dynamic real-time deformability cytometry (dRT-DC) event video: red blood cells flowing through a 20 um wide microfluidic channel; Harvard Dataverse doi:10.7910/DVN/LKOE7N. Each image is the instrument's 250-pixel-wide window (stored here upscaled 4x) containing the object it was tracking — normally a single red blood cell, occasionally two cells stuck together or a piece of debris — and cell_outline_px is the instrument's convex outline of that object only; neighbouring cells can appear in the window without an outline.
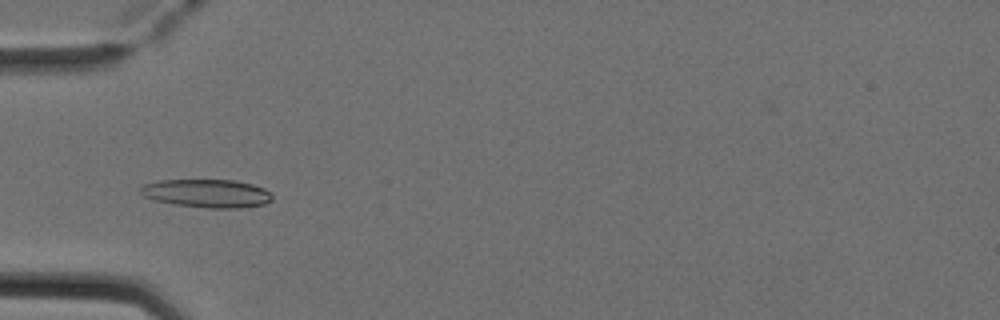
{"species": "Egyptian fruit bat (a non-hibernating species)", "species_latin": "Rousettus aegyptiacus", "temperature_condition": "cold", "stored_images_in_passage": 52, "camera_frame_rate_fps": 3000, "um_per_image_px": 0.085, "animal": {"sex": "female"}, "frame": {"image": 1, "passage_image": 16, "time_ms": 5.0, "image_size_px": [1000, 320], "cell_outline_px": [[272, 200], [264, 204], [240, 208], [208, 208], [176, 204], [156, 200], [144, 196], [140, 192], [140, 188], [144, 184], [156, 180], [232, 180], [252, 184], [264, 188], [272, 192]], "centroid_in_image_um": [17.62, 16.43], "position_along_channel_um": 67.4, "area_um2": 21.68}}
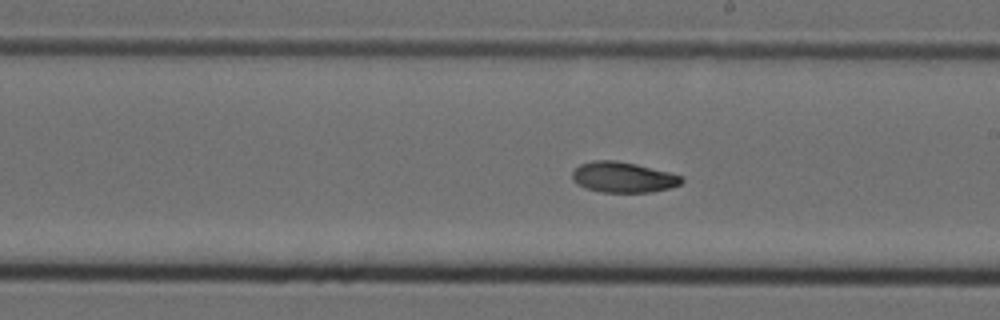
{"frame": {"image": 2, "passage_image": 29, "time_ms": 9.333, "image_size_px": [1000, 320], "cell_outline_px": [[684, 180], [680, 184], [668, 188], [652, 192], [600, 192], [584, 188], [576, 184], [572, 180], [572, 172], [580, 164], [592, 160], [616, 160], [636, 164], [684, 176]], "centroid_in_image_um": [52.94, 15.06], "position_along_channel_um": 236.1, "area_um2": 19.59}}
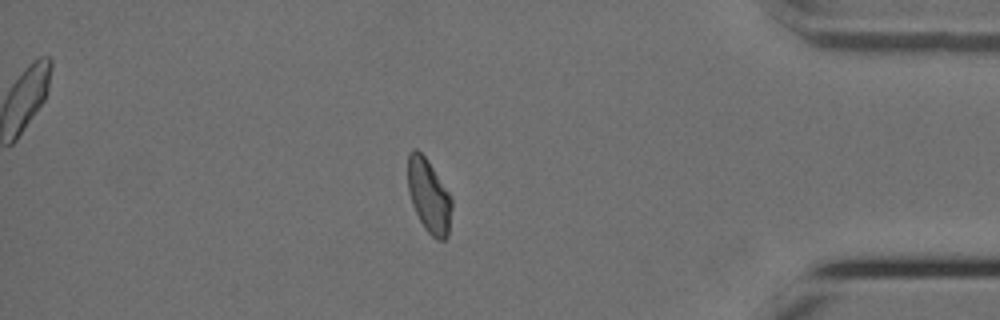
{"frame": {"image": 3, "passage_image": 44, "time_ms": 14.333, "image_size_px": [1000, 320], "cell_outline_px": [[452, 208], [448, 236], [444, 240], [436, 240], [424, 228], [412, 204], [408, 188], [408, 152], [412, 148], [416, 148], [428, 160], [448, 192], [452, 200]], "centroid_in_image_um": [36.45, 16.66], "position_along_channel_um": 398.7, "area_um2": 18.79}, "authors_computed_cell_mechanics": {"area_um2": 19.7676, "velocity_mm_per_s": 3.8897, "shape_relaxation_time_tau1_ms": 7.7449, "shape_relaxation_time_tau2_ms": 3.2253, "deformation_change_tau1": 0.2026, "deformation_change_tau2": 0.0694}}